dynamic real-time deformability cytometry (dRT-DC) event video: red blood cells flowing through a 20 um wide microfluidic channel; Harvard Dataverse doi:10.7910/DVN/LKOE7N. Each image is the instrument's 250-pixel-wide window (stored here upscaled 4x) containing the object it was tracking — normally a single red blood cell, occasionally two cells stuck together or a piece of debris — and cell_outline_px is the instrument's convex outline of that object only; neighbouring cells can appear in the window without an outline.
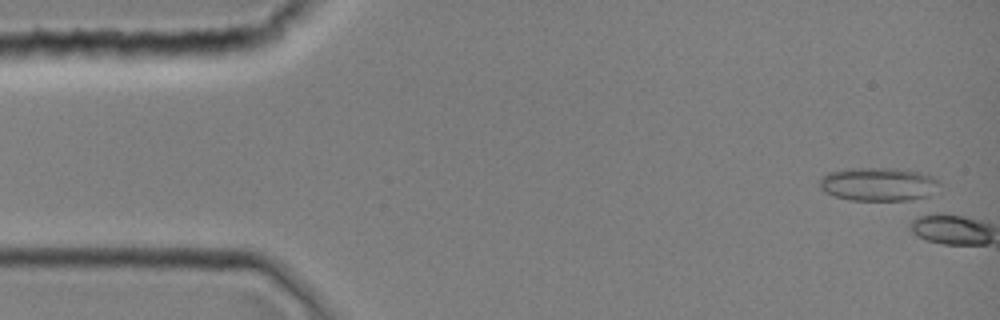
{"species": "common noctule bat (a hibernating species)", "species_latin": "Nyctalus noctula", "temperature_condition": "room temperature", "stored_images_in_passage": 2, "camera_frame_rate_fps": 3000, "um_per_image_px": 0.085, "animal": {"sex": "female", "body_mass_g": 19.0, "forearm_length_mm": 51.5}, "frame": {"image": 1, "passage_image": 1, "time_ms": 0.0, "image_size_px": [1000, 320], "cell_outline_px": [[940, 184], [928, 196], [920, 200], [848, 200], [824, 192], [820, 188], [820, 176], [828, 172], [852, 168], [896, 168], [920, 172], [932, 176], [940, 180]], "centroid_in_image_um": [74.67, 15.66], "position_along_channel_um": 10.3, "area_um2": 23.64}}